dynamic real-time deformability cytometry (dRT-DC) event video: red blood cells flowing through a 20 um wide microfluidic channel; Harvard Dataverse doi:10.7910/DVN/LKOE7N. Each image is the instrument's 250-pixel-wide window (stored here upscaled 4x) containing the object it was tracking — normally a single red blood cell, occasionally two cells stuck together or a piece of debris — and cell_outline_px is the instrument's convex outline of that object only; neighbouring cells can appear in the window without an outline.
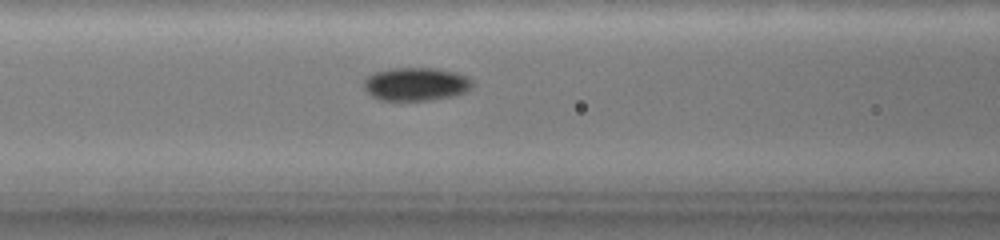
{"species": "common noctule bat (a hibernating species)", "species_latin": "Nyctalus noctula", "temperature_condition": "warm", "stored_images_in_passage": 32, "camera_frame_rate_fps": 3000, "um_per_image_px": 0.085, "animal": {"sex": "female", "body_mass_g": 19.0, "forearm_length_mm": 51.5}, "frame": {"image": 1, "passage_image": 10, "time_ms": 4.0, "image_size_px": [1000, 240], "cell_outline_px": [[468, 88], [464, 92], [448, 96], [420, 100], [384, 100], [372, 96], [368, 92], [364, 84], [376, 72], [392, 68], [432, 68], [452, 72], [468, 80]], "centroid_in_image_um": [35.27, 7.15], "position_along_channel_um": 131.3, "area_um2": 19.65}}
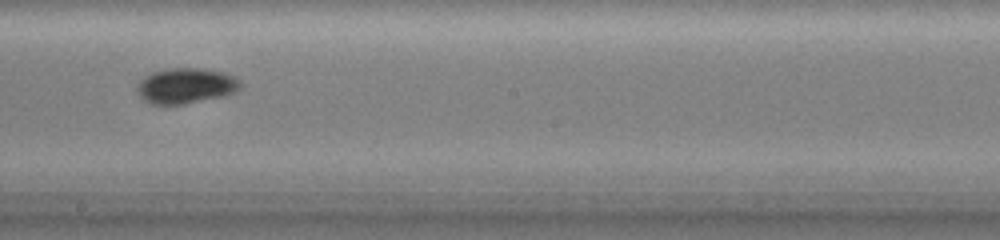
{"frame": {"image": 2, "passage_image": 17, "time_ms": 7.0, "image_size_px": [1000, 240], "cell_outline_px": [[236, 88], [232, 92], [180, 104], [152, 104], [140, 92], [140, 84], [144, 76], [152, 72], [168, 68], [200, 68], [224, 72], [232, 76], [236, 80]], "centroid_in_image_um": [15.74, 7.24], "position_along_channel_um": 232.5, "area_um2": 19.88}}
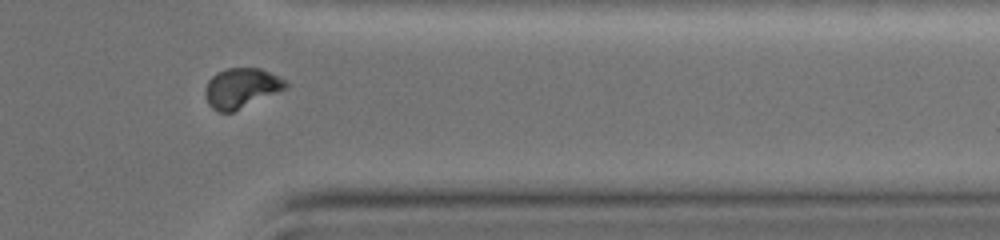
{"frame": {"image": 3, "passage_image": 27, "time_ms": 11.667, "image_size_px": [1000, 240], "cell_outline_px": [[288, 84], [284, 88], [232, 112], [220, 112], [212, 108], [208, 104], [204, 92], [208, 80], [216, 72], [224, 68], [260, 68], [284, 80]], "centroid_in_image_um": [20.42, 7.47], "position_along_channel_um": 391.0, "area_um2": 18.21}}